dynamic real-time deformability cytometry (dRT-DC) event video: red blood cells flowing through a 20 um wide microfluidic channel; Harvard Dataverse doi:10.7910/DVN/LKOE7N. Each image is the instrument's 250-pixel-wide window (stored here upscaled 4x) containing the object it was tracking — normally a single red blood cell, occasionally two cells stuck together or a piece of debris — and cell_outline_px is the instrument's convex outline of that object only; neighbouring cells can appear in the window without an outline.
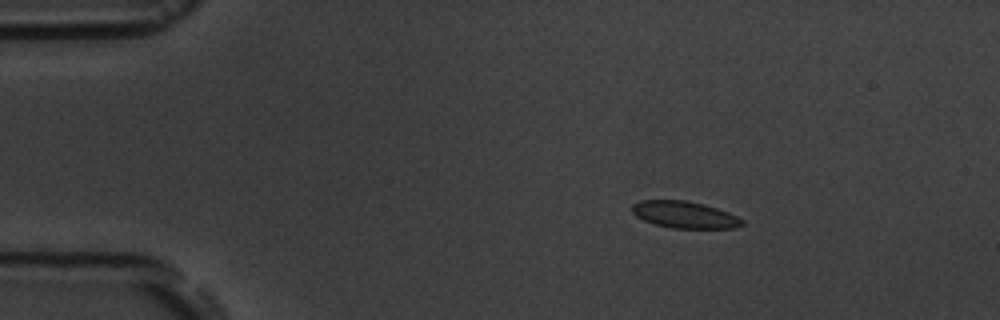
{"species": "common noctule bat (a hibernating species)", "species_latin": "Nyctalus noctula", "temperature_condition": "room temperature", "stored_images_in_passage": 3, "camera_frame_rate_fps": 3000, "um_per_image_px": 0.085, "animal": {"sex": "male", "body_mass_g": 19.5, "forearm_length_mm": 54.6}, "frame": {"image": 1, "passage_image": 1, "time_ms": 0.0, "image_size_px": [1000, 320], "cell_outline_px": [[744, 224], [736, 228], [672, 228], [656, 224], [644, 220], [636, 216], [632, 212], [632, 204], [640, 200], [684, 200], [704, 204], [728, 212], [744, 220]], "centroid_in_image_um": [58.19, 18.25], "position_along_channel_um": 26.8, "area_um2": 17.17}}